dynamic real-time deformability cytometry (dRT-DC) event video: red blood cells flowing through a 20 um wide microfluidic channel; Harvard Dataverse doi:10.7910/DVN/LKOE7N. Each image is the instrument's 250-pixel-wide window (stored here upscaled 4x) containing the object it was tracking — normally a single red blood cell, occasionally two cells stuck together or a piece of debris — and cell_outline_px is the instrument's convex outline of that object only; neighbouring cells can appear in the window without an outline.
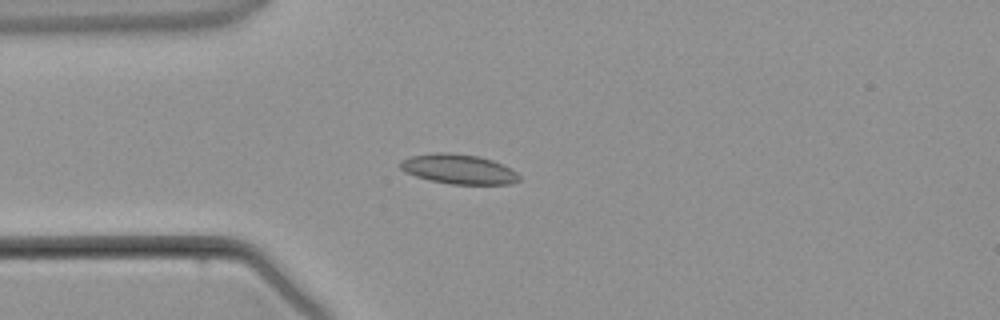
{"species": "common noctule bat (a hibernating species)", "species_latin": "Nyctalus noctula", "temperature_condition": "warm", "stored_images_in_passage": 2, "camera_frame_rate_fps": 3000, "um_per_image_px": 0.085, "animal": {"sex": "male", "body_mass_g": 21.5, "forearm_length_mm": 52.0}, "frame": {"image": 1, "passage_image": 2, "time_ms": 2.333, "image_size_px": [1000, 320], "cell_outline_px": [[520, 180], [512, 184], [452, 184], [428, 180], [404, 172], [400, 168], [400, 160], [408, 156], [436, 152], [448, 152], [480, 156], [492, 160], [516, 172], [520, 176]], "centroid_in_image_um": [38.93, 14.37], "position_along_channel_um": 46.1, "area_um2": 20.69}}